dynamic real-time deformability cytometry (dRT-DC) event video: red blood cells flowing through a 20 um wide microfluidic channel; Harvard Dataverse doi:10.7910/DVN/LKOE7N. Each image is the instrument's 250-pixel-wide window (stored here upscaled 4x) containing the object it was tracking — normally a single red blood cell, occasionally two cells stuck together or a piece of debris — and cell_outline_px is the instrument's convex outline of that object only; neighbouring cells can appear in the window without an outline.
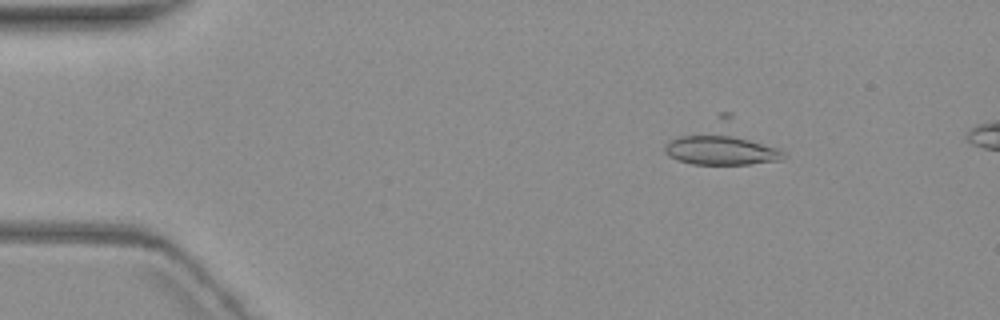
{"species": "common noctule bat (a hibernating species)", "species_latin": "Nyctalus noctula", "temperature_condition": "warm", "stored_images_in_passage": 9, "camera_frame_rate_fps": 3000, "um_per_image_px": 0.085, "animal": {"sex": "female", "body_mass_g": 19.3, "forearm_length_mm": 54.1}, "frame": {"image": 1, "passage_image": 2, "time_ms": 1.333, "image_size_px": [1000, 320], "cell_outline_px": [[788, 156], [784, 160], [748, 164], [692, 164], [676, 160], [668, 156], [664, 152], [664, 144], [680, 136], [720, 132], [724, 132], [776, 148], [784, 152]], "centroid_in_image_um": [61.26, 12.75], "position_along_channel_um": 23.7, "area_um2": 20.92}}
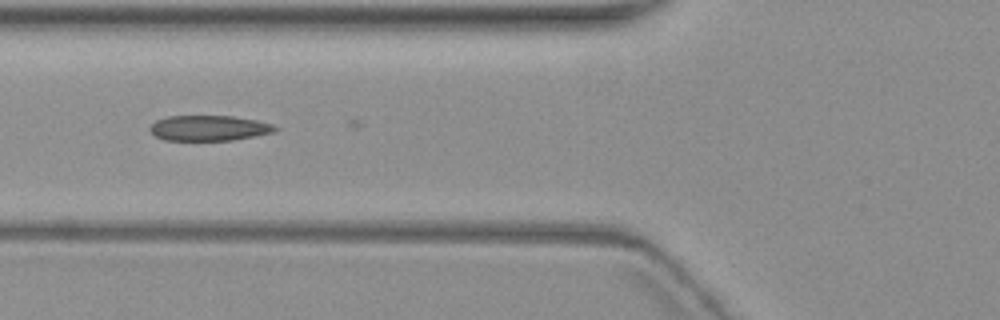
{"frame": {"image": 2, "passage_image": 6, "time_ms": 6.0, "image_size_px": [1000, 320], "cell_outline_px": [[280, 128], [276, 132], [256, 136], [232, 140], [164, 140], [156, 136], [148, 128], [156, 120], [168, 116], [232, 116], [256, 120], [272, 124]], "centroid_in_image_um": [17.8, 10.88], "position_along_channel_um": 108.0, "area_um2": 18.55}}
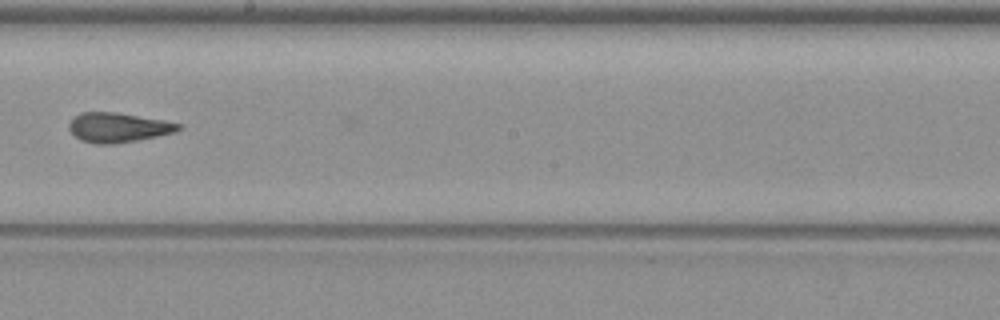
{"frame": {"image": 3, "passage_image": 9, "time_ms": 9.667, "image_size_px": [1000, 320], "cell_outline_px": [[184, 128], [176, 132], [136, 140], [112, 144], [96, 144], [80, 140], [68, 128], [68, 124], [76, 116], [84, 112], [116, 112], [164, 120], [184, 124]], "centroid_in_image_um": [10.1, 10.83], "position_along_channel_um": 238.1, "area_um2": 18.84}}